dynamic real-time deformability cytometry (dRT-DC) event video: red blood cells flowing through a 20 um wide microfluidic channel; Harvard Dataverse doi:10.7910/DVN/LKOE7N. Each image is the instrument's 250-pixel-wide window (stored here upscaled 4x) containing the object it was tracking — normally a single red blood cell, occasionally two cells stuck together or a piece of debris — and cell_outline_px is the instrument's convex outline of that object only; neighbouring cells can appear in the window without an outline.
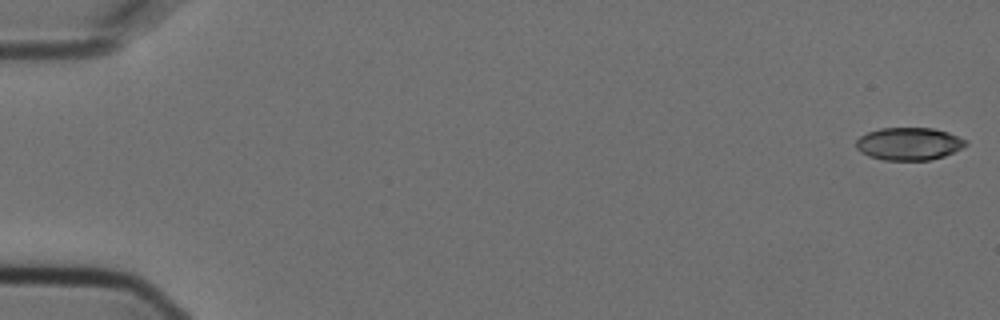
{"species": "Egyptian fruit bat (a non-hibernating species)", "species_latin": "Rousettus aegyptiacus", "temperature_condition": "cold", "stored_images_in_passage": 14, "camera_frame_rate_fps": 3000, "um_per_image_px": 0.085, "animal": {"sex": "female"}, "frame": {"image": 1, "passage_image": 1, "time_ms": 0.0, "image_size_px": [1000, 320], "cell_outline_px": [[968, 144], [944, 156], [928, 160], [884, 160], [868, 156], [860, 152], [856, 148], [856, 140], [860, 136], [868, 132], [880, 128], [932, 128], [948, 132], [968, 140]], "centroid_in_image_um": [77.24, 12.22], "position_along_channel_um": 7.8, "area_um2": 20.87}}
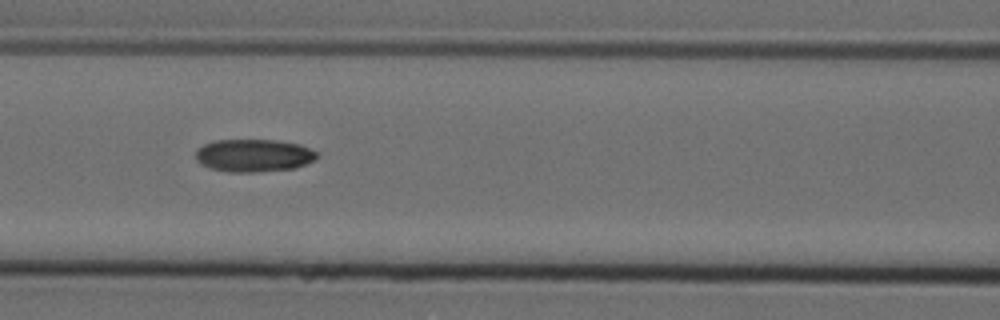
{"frame": {"image": 2, "passage_image": 7, "time_ms": 2.0, "image_size_px": [1000, 320], "cell_outline_px": [[320, 156], [304, 164], [292, 168], [252, 172], [228, 172], [208, 168], [200, 164], [196, 160], [196, 148], [212, 140], [276, 140], [300, 144], [316, 152]], "centroid_in_image_um": [21.5, 13.21], "position_along_channel_um": 145.1, "area_um2": 23.12}}
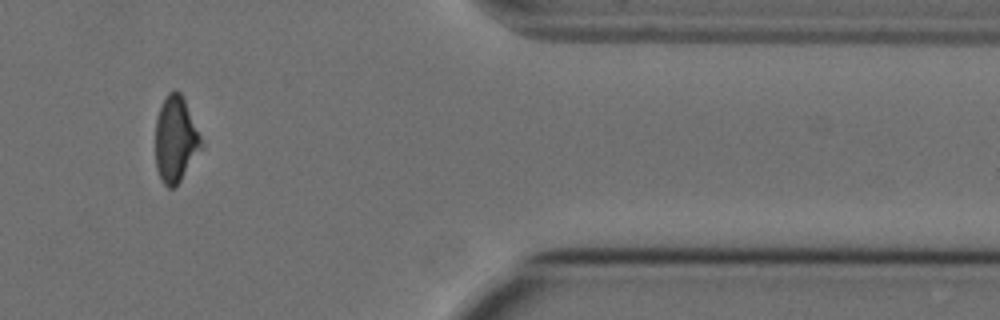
{"frame": {"image": 3, "passage_image": 13, "time_ms": 4.0, "image_size_px": [1000, 320], "cell_outline_px": [[204, 144], [180, 180], [172, 188], [168, 188], [164, 184], [156, 168], [156, 120], [160, 108], [168, 92], [180, 92], [184, 100]], "centroid_in_image_um": [14.92, 11.86], "position_along_channel_um": 396.5, "area_um2": 22.25}}